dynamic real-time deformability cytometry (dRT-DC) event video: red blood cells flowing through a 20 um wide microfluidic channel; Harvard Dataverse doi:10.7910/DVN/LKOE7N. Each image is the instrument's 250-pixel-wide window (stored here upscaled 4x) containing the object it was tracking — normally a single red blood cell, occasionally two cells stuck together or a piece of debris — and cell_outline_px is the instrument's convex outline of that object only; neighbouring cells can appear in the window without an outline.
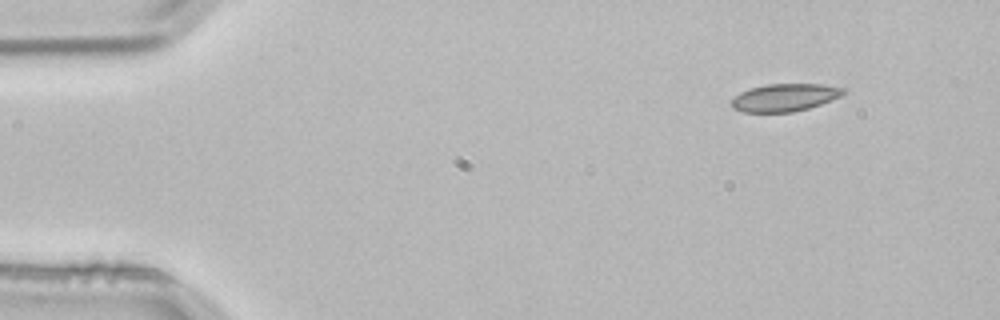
{"species": "common noctule bat (a hibernating species)", "species_latin": "Nyctalus noctula", "temperature_condition": "room temperature", "stored_images_in_passage": 2, "camera_frame_rate_fps": 3000, "um_per_image_px": 0.085, "animal": {"sex": "male", "body_mass_g": 21.5, "forearm_length_mm": 52.0}, "frame": {"image": 1, "passage_image": 1, "time_ms": 0.0, "image_size_px": [1000, 320], "cell_outline_px": [[848, 92], [840, 96], [820, 104], [808, 108], [792, 112], [744, 112], [732, 108], [732, 100], [740, 92], [748, 88], [768, 84], [820, 84], [848, 88]], "centroid_in_image_um": [66.73, 8.28], "position_along_channel_um": 18.3, "area_um2": 18.03}}